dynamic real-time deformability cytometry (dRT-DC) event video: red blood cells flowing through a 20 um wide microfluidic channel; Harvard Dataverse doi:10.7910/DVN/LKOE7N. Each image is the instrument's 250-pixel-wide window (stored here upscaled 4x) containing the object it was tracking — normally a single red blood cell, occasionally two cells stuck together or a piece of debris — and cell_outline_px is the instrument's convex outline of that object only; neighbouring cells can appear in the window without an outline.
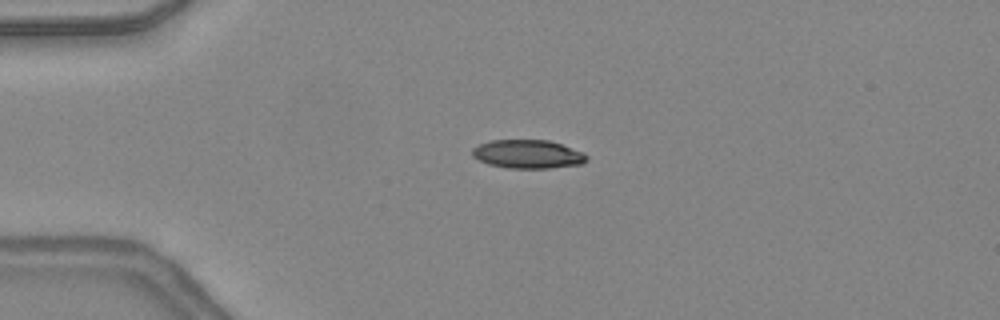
{"species": "common noctule bat (a hibernating species)", "species_latin": "Nyctalus noctula", "temperature_condition": "warm", "stored_images_in_passage": 33, "camera_frame_rate_fps": 3000, "um_per_image_px": 0.085, "animal": {"sex": "female", "body_mass_g": 24.6, "forearm_length_mm": 56.2}, "frame": {"image": 1, "passage_image": 2, "time_ms": 0.333, "image_size_px": [1000, 320], "cell_outline_px": [[588, 160], [584, 164], [548, 168], [508, 168], [488, 164], [472, 156], [472, 148], [480, 144], [492, 140], [548, 140], [584, 152], [588, 156]], "centroid_in_image_um": [44.89, 13.1], "position_along_channel_um": 40.1, "area_um2": 19.07}}
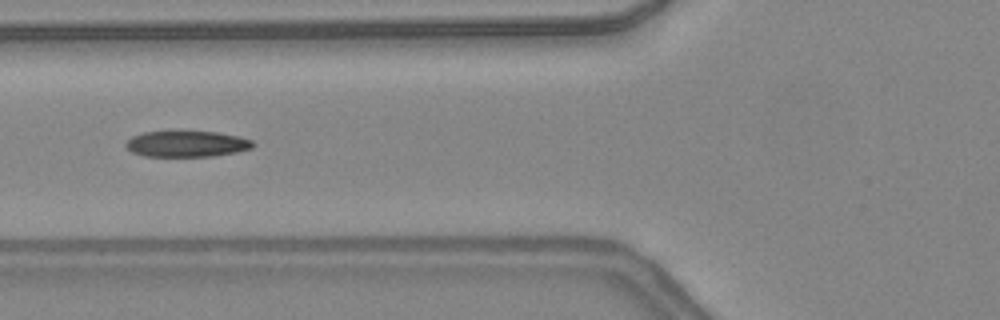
{"frame": {"image": 2, "passage_image": 9, "time_ms": 2.667, "image_size_px": [1000, 320], "cell_outline_px": [[256, 144], [252, 148], [236, 152], [212, 156], [144, 156], [132, 152], [124, 144], [132, 136], [144, 132], [216, 132], [240, 136], [252, 140]], "centroid_in_image_um": [15.9, 12.23], "position_along_channel_um": 109.9, "area_um2": 19.13}}
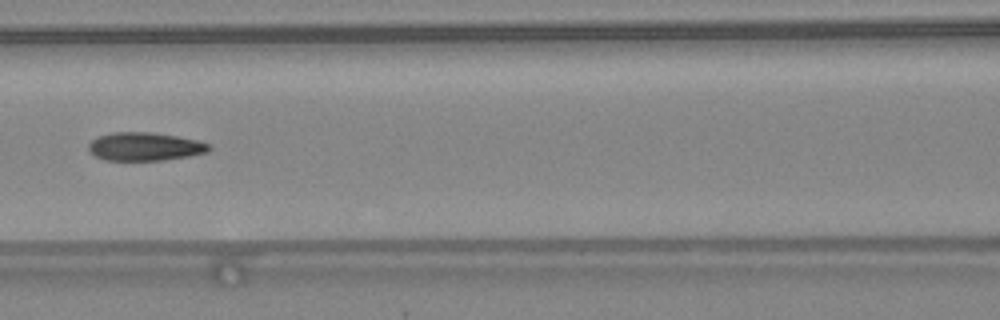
{"frame": {"image": 3, "passage_image": 12, "time_ms": 3.667, "image_size_px": [1000, 320], "cell_outline_px": [[212, 148], [208, 152], [188, 156], [164, 160], [104, 160], [88, 152], [88, 144], [96, 136], [112, 132], [152, 132], [176, 136], [196, 140], [208, 144]], "centroid_in_image_um": [12.26, 12.45], "position_along_channel_um": 154.3, "area_um2": 19.94}, "authors_computed_cell_mechanics": {"area_um2": 20.1144, "velocity_mm_per_s": 4.3916, "shape_relaxation_time_tau1_ms": null, "shape_relaxation_time_tau2_ms": 2.7461, "deformation_change_tau1": null, "deformation_change_tau2": 0.0991}}